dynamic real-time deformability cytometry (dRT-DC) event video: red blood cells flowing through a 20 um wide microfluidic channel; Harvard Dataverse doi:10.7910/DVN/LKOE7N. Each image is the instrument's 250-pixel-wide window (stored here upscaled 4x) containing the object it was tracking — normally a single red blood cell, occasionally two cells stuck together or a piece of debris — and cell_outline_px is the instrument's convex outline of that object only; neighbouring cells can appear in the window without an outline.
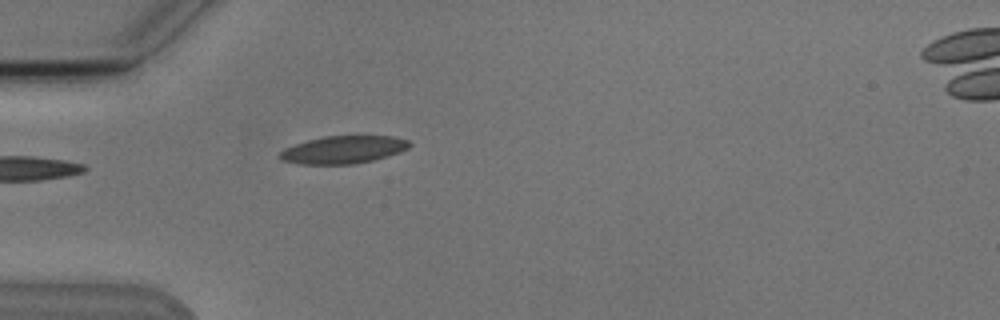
{"species": "Egyptian fruit bat (a non-hibernating species)", "species_latin": "Rousettus aegyptiacus", "temperature_condition": "cold", "stored_images_in_passage": 2, "camera_frame_rate_fps": 3000, "um_per_image_px": 0.085, "animal": {"sex": "male"}, "frame": {"image": 1, "passage_image": 2, "time_ms": 1.0, "image_size_px": [1000, 320], "cell_outline_px": [[412, 144], [408, 148], [400, 152], [372, 160], [352, 164], [300, 164], [280, 160], [280, 152], [284, 148], [308, 140], [324, 136], [396, 136], [408, 140]], "centroid_in_image_um": [29.19, 12.72], "position_along_channel_um": 55.8, "area_um2": 20.81}}